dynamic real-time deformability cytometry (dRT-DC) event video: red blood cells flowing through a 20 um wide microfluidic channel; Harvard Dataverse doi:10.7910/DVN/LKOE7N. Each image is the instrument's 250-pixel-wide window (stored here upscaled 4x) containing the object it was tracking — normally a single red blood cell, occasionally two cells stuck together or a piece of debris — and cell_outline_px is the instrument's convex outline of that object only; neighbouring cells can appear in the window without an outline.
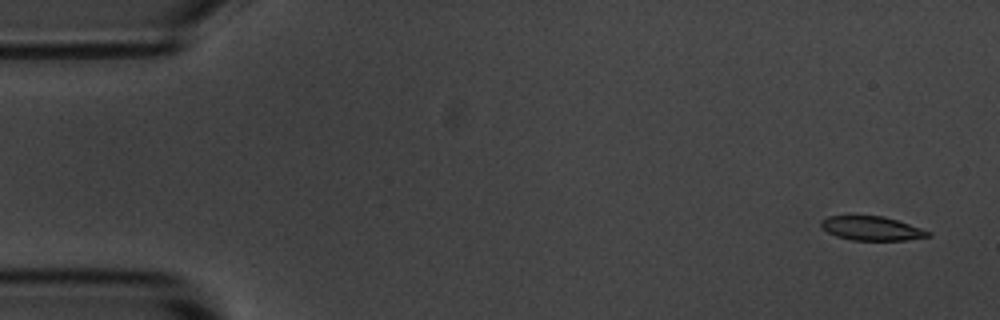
{"species": "common noctule bat (a hibernating species)", "species_latin": "Nyctalus noctula", "temperature_condition": "room temperature", "stored_images_in_passage": 6, "camera_frame_rate_fps": 3000, "um_per_image_px": 0.085, "animal": {"sex": "male", "body_mass_g": 20.1, "forearm_length_mm": 53.5}, "frame": {"image": 1, "passage_image": 1, "time_ms": 0.0, "image_size_px": [1000, 320], "cell_outline_px": [[932, 236], [908, 240], [852, 240], [836, 236], [828, 232], [820, 224], [820, 220], [828, 216], [848, 212], [884, 216], [932, 232]], "centroid_in_image_um": [74.03, 19.36], "position_along_channel_um": 11.0, "area_um2": 15.72}}
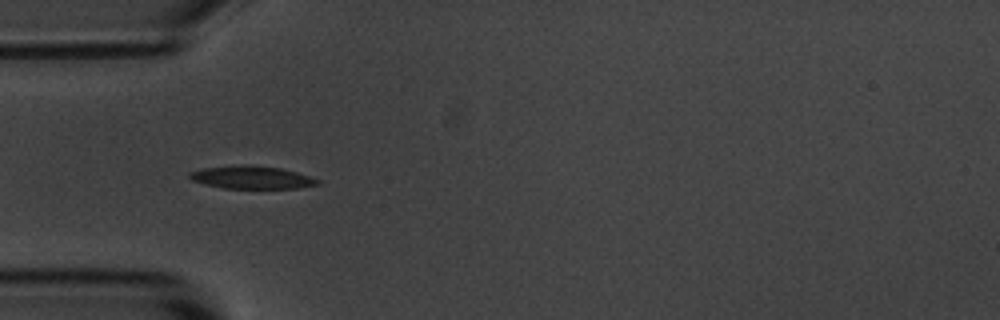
{"frame": {"image": 2, "passage_image": 5, "time_ms": 4.667, "image_size_px": [1000, 320], "cell_outline_px": [[320, 184], [296, 188], [224, 188], [192, 180], [188, 176], [188, 172], [204, 168], [280, 168], [312, 176], [320, 180]], "centroid_in_image_um": [21.48, 15.13], "position_along_channel_um": 63.5, "area_um2": 15.78}}